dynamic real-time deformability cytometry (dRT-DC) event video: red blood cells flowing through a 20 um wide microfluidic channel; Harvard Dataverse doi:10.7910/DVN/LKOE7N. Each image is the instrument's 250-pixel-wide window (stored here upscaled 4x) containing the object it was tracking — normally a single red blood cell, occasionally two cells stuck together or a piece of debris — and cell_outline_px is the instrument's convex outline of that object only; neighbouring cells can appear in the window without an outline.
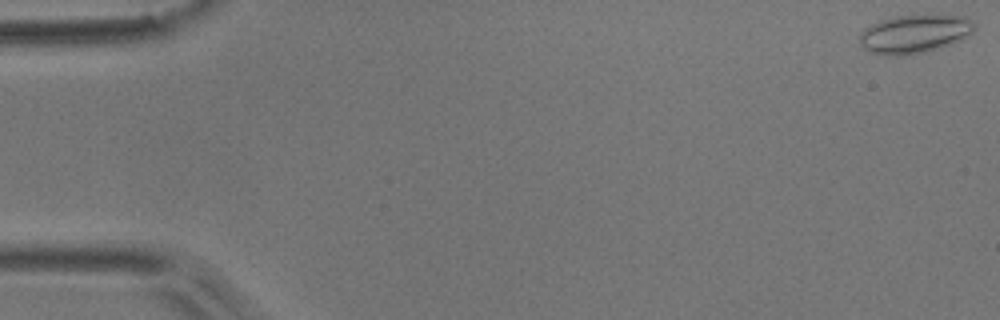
{"species": "common noctule bat (a hibernating species)", "species_latin": "Nyctalus noctula", "temperature_condition": "room temperature", "stored_images_in_passage": 6, "camera_frame_rate_fps": 3000, "um_per_image_px": 0.085, "animal": {"sex": "male", "body_mass_g": 17.9}, "frame": {"image": 1, "passage_image": 1, "time_ms": 0.0, "image_size_px": [1000, 320], "cell_outline_px": [[976, 28], [972, 32], [960, 40], [924, 52], [904, 56], [880, 56], [868, 52], [860, 44], [860, 32], [864, 28], [880, 20], [892, 16], [964, 16], [972, 20], [976, 24]], "centroid_in_image_um": [77.67, 2.9], "position_along_channel_um": 7.3, "area_um2": 25.72}}
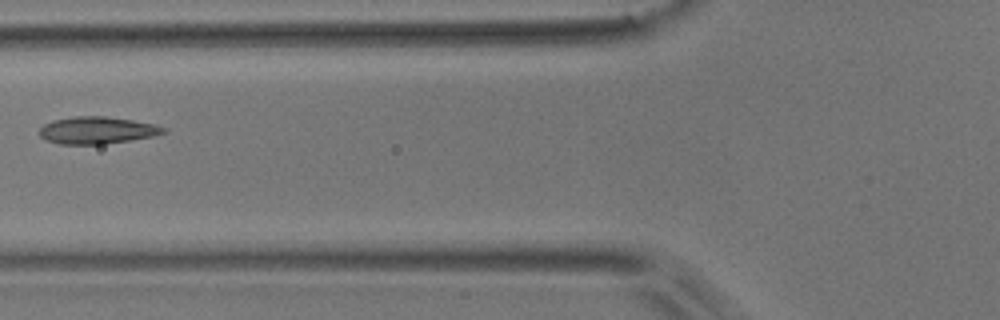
{"frame": {"image": 2, "passage_image": 6, "time_ms": 1.667, "image_size_px": [1000, 320], "cell_outline_px": [[168, 132], [152, 136], [128, 140], [100, 144], [56, 144], [44, 140], [40, 136], [40, 128], [44, 124], [52, 120], [72, 116], [104, 116], [132, 120], [152, 124], [168, 128]], "centroid_in_image_um": [8.21, 11.07], "position_along_channel_um": 117.6, "area_um2": 19.59}}